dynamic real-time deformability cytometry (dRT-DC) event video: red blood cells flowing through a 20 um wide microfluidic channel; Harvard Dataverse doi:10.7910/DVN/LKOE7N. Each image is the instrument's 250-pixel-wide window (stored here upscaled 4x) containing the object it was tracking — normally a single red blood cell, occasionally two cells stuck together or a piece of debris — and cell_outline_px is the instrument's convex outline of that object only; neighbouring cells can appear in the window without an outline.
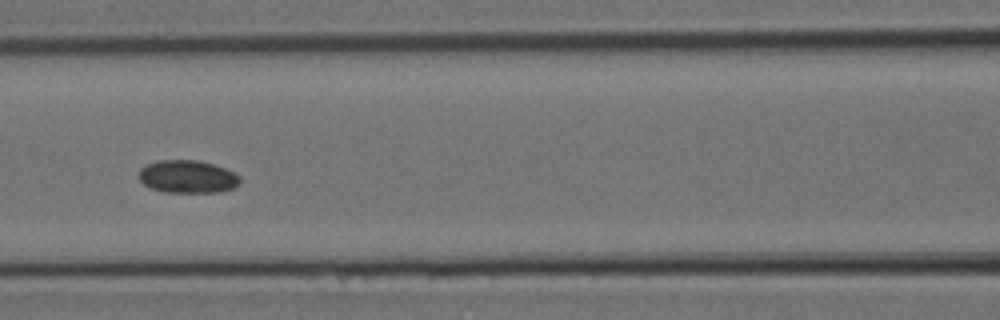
{"species": "Egyptian fruit bat (a non-hibernating species)", "species_latin": "Rousettus aegyptiacus", "temperature_condition": "room temperature", "stored_images_in_passage": 12, "camera_frame_rate_fps": 3000, "um_per_image_px": 0.085, "animal": {"sex": "female"}, "frame": {"image": 1, "passage_image": 9, "time_ms": 2.667, "image_size_px": [1000, 320], "cell_outline_px": [[240, 184], [232, 188], [216, 192], [164, 192], [152, 188], [144, 184], [140, 180], [140, 168], [148, 164], [160, 160], [196, 160], [212, 164], [224, 168], [240, 176]], "centroid_in_image_um": [15.95, 15.02], "position_along_channel_um": 150.7, "area_um2": 19.07}}
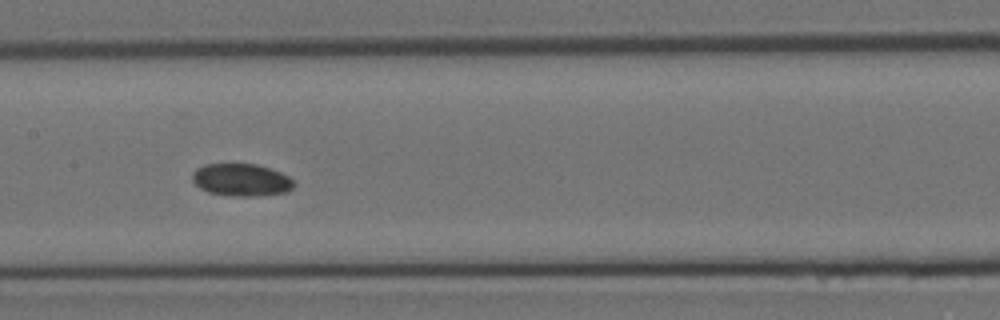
{"frame": {"image": 2, "passage_image": 10, "time_ms": 3.0, "image_size_px": [1000, 320], "cell_outline_px": [[296, 184], [288, 192], [256, 196], [232, 196], [208, 192], [200, 188], [192, 180], [192, 172], [196, 168], [204, 164], [256, 164], [280, 172], [288, 176]], "centroid_in_image_um": [20.5, 15.29], "position_along_channel_um": 186.9, "area_um2": 19.25}}
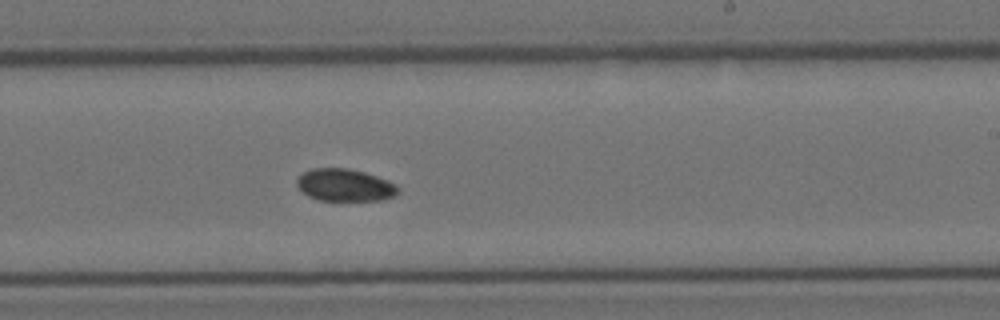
{"frame": {"image": 3, "passage_image": 12, "time_ms": 3.667, "image_size_px": [1000, 320], "cell_outline_px": [[400, 192], [396, 196], [384, 200], [320, 200], [308, 196], [296, 184], [296, 180], [304, 172], [312, 168], [348, 168], [364, 172], [388, 180], [396, 184], [400, 188]], "centroid_in_image_um": [29.37, 15.73], "position_along_channel_um": 259.6, "area_um2": 19.13}}